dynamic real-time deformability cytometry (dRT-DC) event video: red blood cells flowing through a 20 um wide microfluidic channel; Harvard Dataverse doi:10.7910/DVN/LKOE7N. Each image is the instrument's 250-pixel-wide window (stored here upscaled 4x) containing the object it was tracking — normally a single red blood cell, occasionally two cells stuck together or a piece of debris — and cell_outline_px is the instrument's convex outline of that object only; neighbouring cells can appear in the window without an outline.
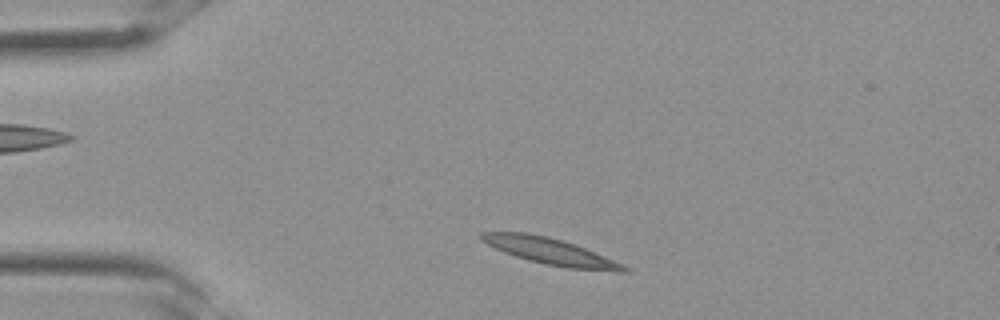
{"species": "Egyptian fruit bat (a non-hibernating species)", "species_latin": "Rousettus aegyptiacus", "temperature_condition": "room temperature", "stored_images_in_passage": 7, "camera_frame_rate_fps": 3000, "um_per_image_px": 0.085, "frame": {"image": 1, "passage_image": 2, "time_ms": 0.333, "image_size_px": [1000, 320], "cell_outline_px": [[628, 272], [616, 272], [568, 268], [544, 264], [528, 260], [504, 252], [480, 240], [480, 232], [528, 232], [548, 236], [584, 248], [612, 260], [628, 268]], "centroid_in_image_um": [46.73, 21.36], "position_along_channel_um": 38.3, "area_um2": 21.56}}
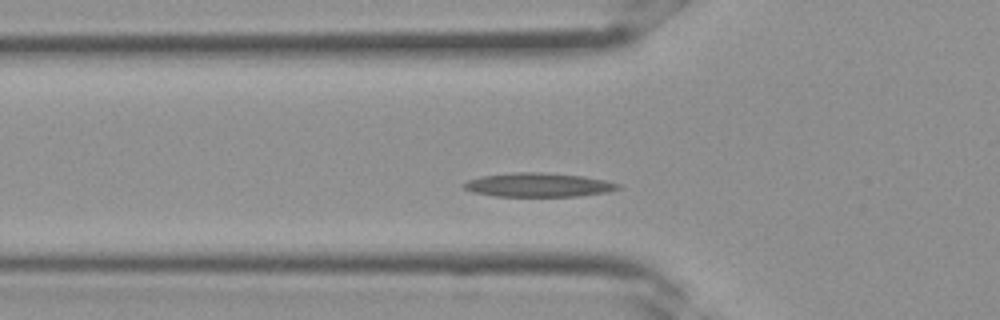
{"frame": {"image": 2, "passage_image": 6, "time_ms": 1.667, "image_size_px": [1000, 320], "cell_outline_px": [[620, 188], [604, 192], [576, 196], [496, 196], [472, 192], [464, 188], [460, 184], [468, 180], [480, 176], [512, 172], [540, 172], [580, 176], [604, 180], [620, 184]], "centroid_in_image_um": [45.67, 15.71], "position_along_channel_um": 80.1, "area_um2": 21.33}}